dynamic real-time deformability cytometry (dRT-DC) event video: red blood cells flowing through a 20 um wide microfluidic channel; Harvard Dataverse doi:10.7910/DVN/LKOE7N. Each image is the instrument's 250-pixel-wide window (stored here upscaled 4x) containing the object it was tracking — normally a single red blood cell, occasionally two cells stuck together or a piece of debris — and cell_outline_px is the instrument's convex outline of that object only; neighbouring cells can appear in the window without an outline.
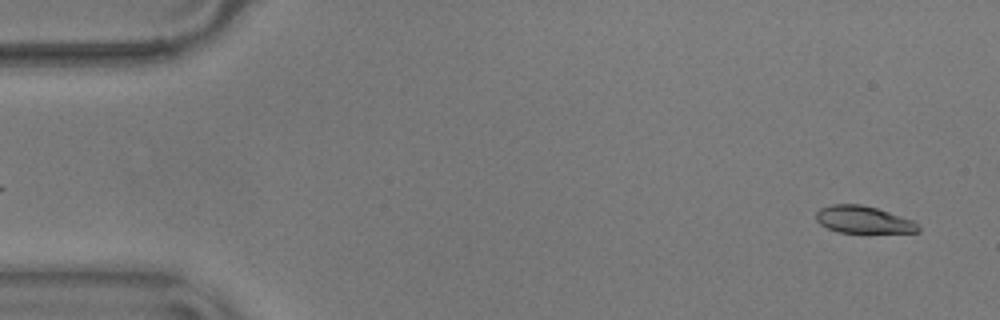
{"species": "common noctule bat (a hibernating species)", "species_latin": "Nyctalus noctula", "temperature_condition": "warm", "stored_images_in_passage": 55, "camera_frame_rate_fps": 3000, "um_per_image_px": 0.085, "animal": {"sex": "male", "body_mass_g": 17.9}, "frame": {"image": 1, "passage_image": 2, "time_ms": 0.333, "image_size_px": [1000, 320], "cell_outline_px": [[920, 232], [836, 232], [820, 224], [816, 220], [816, 212], [820, 208], [832, 204], [860, 204], [876, 208], [916, 220], [920, 228]], "centroid_in_image_um": [73.41, 18.66], "position_along_channel_um": 11.6, "area_um2": 16.24}}
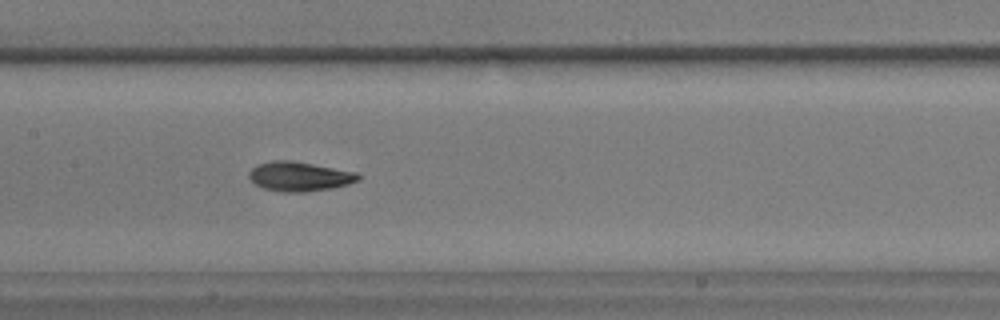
{"frame": {"image": 2, "passage_image": 26, "time_ms": 8.333, "image_size_px": [1000, 320], "cell_outline_px": [[360, 180], [348, 184], [332, 188], [304, 192], [280, 192], [264, 188], [256, 184], [248, 176], [248, 172], [256, 164], [272, 160], [292, 160], [356, 172], [360, 176]], "centroid_in_image_um": [25.43, 14.99], "position_along_channel_um": 182.0, "area_um2": 18.79}}
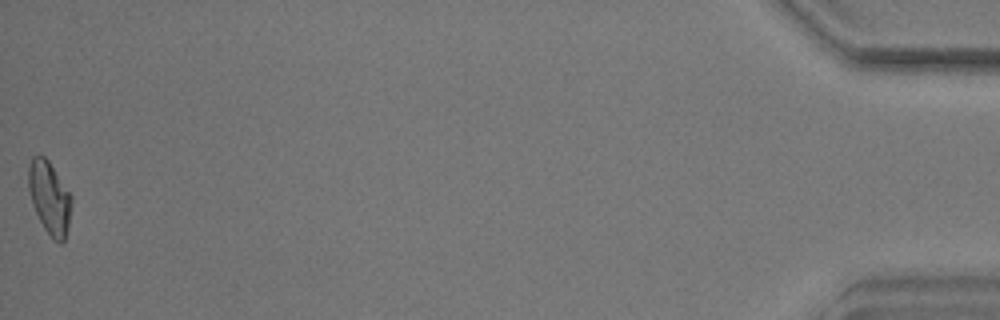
{"frame": {"image": 3, "passage_image": 55, "time_ms": 18.0, "image_size_px": [1000, 320], "cell_outline_px": [[72, 200], [68, 224], [64, 240], [60, 244], [52, 240], [44, 228], [32, 204], [28, 188], [28, 168], [32, 156], [44, 156], [48, 160], [72, 196]], "centroid_in_image_um": [4.19, 16.81], "position_along_channel_um": 431.0, "area_um2": 18.09}, "authors_computed_cell_mechanics": {"area_um2": 18.0914, "velocity_mm_per_s": 3.5928, "shape_relaxation_time_tau1_ms": 4.0933, "shape_relaxation_time_tau2_ms": 2.5513, "deformation_change_tau1": 0.1713, "deformation_change_tau2": 0.0673}}